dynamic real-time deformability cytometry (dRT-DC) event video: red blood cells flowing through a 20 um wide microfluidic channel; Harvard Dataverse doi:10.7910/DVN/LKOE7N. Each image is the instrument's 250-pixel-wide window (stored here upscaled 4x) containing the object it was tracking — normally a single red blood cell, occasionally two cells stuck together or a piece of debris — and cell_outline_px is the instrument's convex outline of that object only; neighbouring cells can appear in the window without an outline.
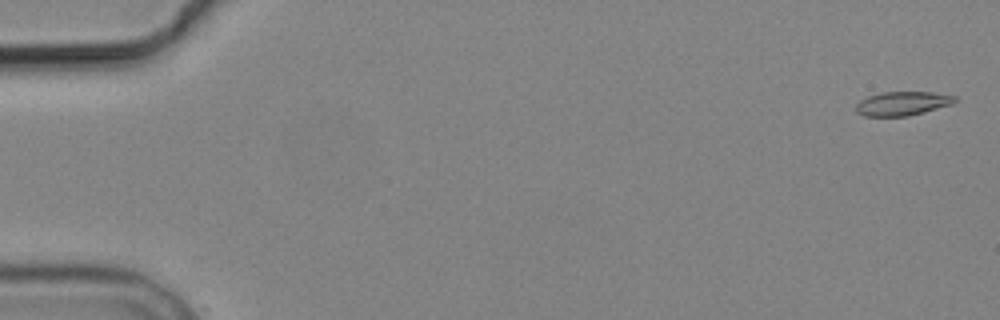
{"species": "common noctule bat (a hibernating species)", "species_latin": "Nyctalus noctula", "temperature_condition": "cold", "stored_images_in_passage": 6, "segment_of_instrument_passage": [1, 2], "camera_frame_rate_fps": 3000, "um_per_image_px": 0.085, "animal": {"sex": "male", "body_mass_g": 19.2, "forearm_length_mm": 51.8}, "frame": {"image": 1, "passage_image": 1, "time_ms": 0.0, "image_size_px": [1000, 320], "cell_outline_px": [[960, 100], [952, 104], [924, 112], [908, 116], [864, 116], [856, 112], [856, 104], [860, 100], [868, 96], [884, 92], [932, 92], [956, 96]], "centroid_in_image_um": [76.73, 8.8], "position_along_channel_um": 8.3, "area_um2": 13.87}}